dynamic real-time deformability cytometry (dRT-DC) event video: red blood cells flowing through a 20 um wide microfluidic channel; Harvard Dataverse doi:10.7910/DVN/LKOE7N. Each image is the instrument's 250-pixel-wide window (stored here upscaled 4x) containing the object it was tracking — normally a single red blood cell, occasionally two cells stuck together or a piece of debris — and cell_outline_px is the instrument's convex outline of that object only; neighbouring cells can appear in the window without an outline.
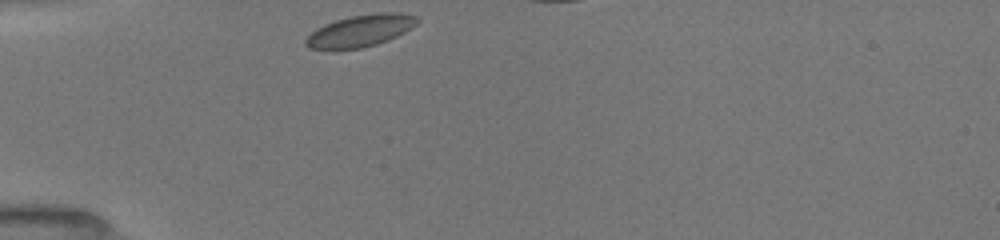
{"species": "common noctule bat (a hibernating species)", "species_latin": "Nyctalus noctula", "temperature_condition": "room temperature", "stored_images_in_passage": 47, "camera_frame_rate_fps": 3000, "um_per_image_px": 0.085, "animal": {"sex": "female", "body_mass_g": 19.5, "forearm_length_mm": 54.1}, "frame": {"image": 1, "passage_image": 1, "time_ms": 0.0, "image_size_px": [1000, 240], "cell_outline_px": [[420, 20], [412, 28], [388, 40], [376, 44], [360, 48], [336, 52], [332, 52], [308, 48], [304, 44], [304, 40], [316, 28], [324, 24], [336, 20], [352, 16], [376, 12], [400, 12], [416, 16]], "centroid_in_image_um": [30.58, 2.65], "position_along_channel_um": 54.4, "area_um2": 21.33}}
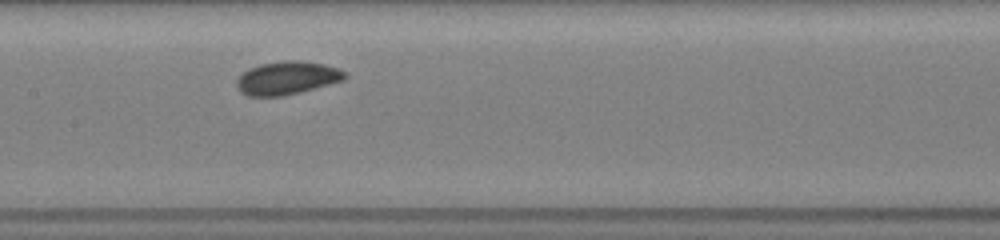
{"frame": {"image": 2, "passage_image": 21, "time_ms": 3.667, "image_size_px": [1000, 240], "cell_outline_px": [[348, 76], [344, 80], [300, 92], [284, 96], [248, 96], [240, 92], [236, 84], [236, 80], [248, 68], [260, 64], [284, 60], [296, 60], [324, 64], [336, 68], [344, 72]], "centroid_in_image_um": [24.38, 6.63], "position_along_channel_um": 183.0, "area_um2": 20.87}}
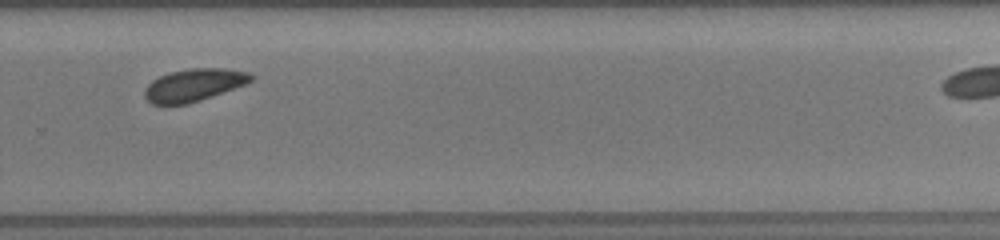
{"frame": {"image": 3, "passage_image": 45, "time_ms": 7.0, "image_size_px": [1000, 240], "cell_outline_px": [[252, 80], [244, 84], [200, 100], [188, 104], [152, 104], [144, 96], [144, 88], [152, 80], [168, 72], [192, 68], [224, 68], [248, 72], [252, 76]], "centroid_in_image_um": [16.42, 7.22], "position_along_channel_um": 313.4, "area_um2": 19.88}}